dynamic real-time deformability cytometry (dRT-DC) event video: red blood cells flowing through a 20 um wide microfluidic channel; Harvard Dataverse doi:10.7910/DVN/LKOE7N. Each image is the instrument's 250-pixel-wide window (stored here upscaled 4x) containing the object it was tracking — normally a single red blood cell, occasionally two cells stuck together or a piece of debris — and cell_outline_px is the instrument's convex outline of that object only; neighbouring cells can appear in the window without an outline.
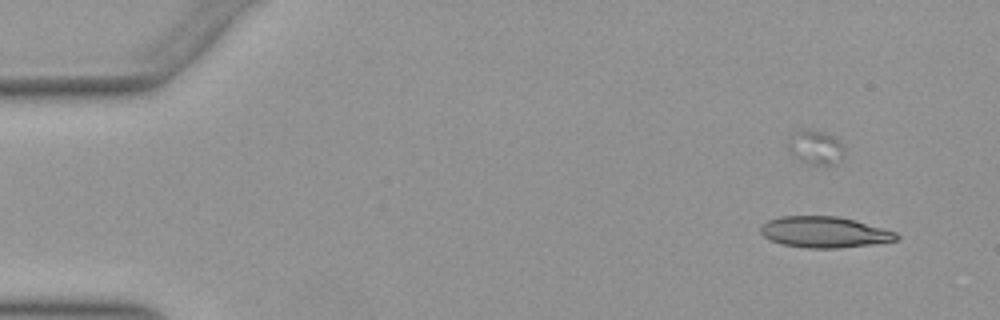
{"species": "Egyptian fruit bat (a non-hibernating species)", "species_latin": "Rousettus aegyptiacus", "temperature_condition": "warm", "stored_images_in_passage": 41, "camera_frame_rate_fps": 3000, "um_per_image_px": 0.085, "animal": {"sex": "female"}, "frame": {"image": 1, "passage_image": 7, "time_ms": 2.0, "image_size_px": [1000, 320], "cell_outline_px": [[900, 236], [896, 240], [872, 244], [836, 248], [808, 248], [784, 244], [772, 240], [764, 236], [760, 232], [760, 228], [768, 220], [780, 216], [836, 216], [856, 220], [896, 232]], "centroid_in_image_um": [70.08, 19.72], "position_along_channel_um": 14.9, "area_um2": 24.33}}
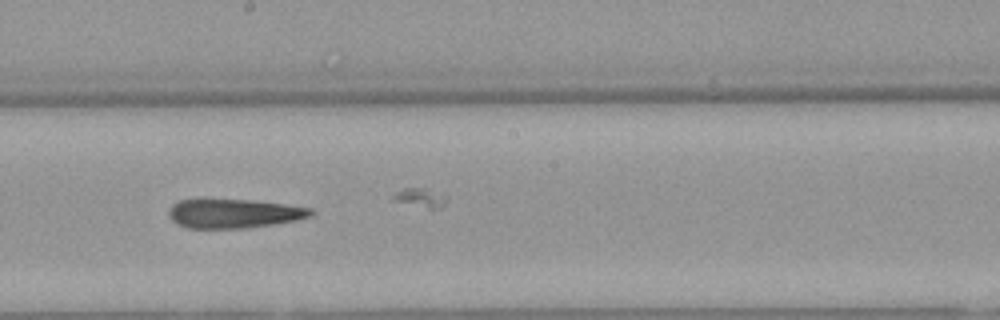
{"frame": {"image": 2, "passage_image": 32, "time_ms": 10.333, "image_size_px": [1000, 320], "cell_outline_px": [[316, 212], [312, 216], [296, 220], [272, 224], [244, 228], [188, 228], [176, 224], [168, 216], [168, 208], [172, 204], [180, 200], [252, 200], [288, 204], [312, 208]], "centroid_in_image_um": [19.9, 18.15], "position_along_channel_um": 228.3, "area_um2": 24.16}}
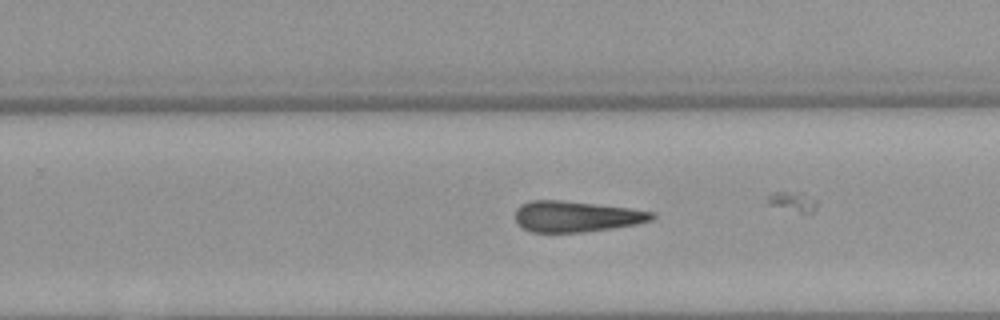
{"frame": {"image": 3, "passage_image": 36, "time_ms": 11.667, "image_size_px": [1000, 320], "cell_outline_px": [[656, 216], [652, 220], [636, 224], [612, 228], [584, 232], [532, 232], [524, 228], [516, 220], [516, 208], [520, 204], [532, 200], [564, 200], [628, 208], [656, 212]], "centroid_in_image_um": [48.99, 18.39], "position_along_channel_um": 280.8, "area_um2": 24.57}}